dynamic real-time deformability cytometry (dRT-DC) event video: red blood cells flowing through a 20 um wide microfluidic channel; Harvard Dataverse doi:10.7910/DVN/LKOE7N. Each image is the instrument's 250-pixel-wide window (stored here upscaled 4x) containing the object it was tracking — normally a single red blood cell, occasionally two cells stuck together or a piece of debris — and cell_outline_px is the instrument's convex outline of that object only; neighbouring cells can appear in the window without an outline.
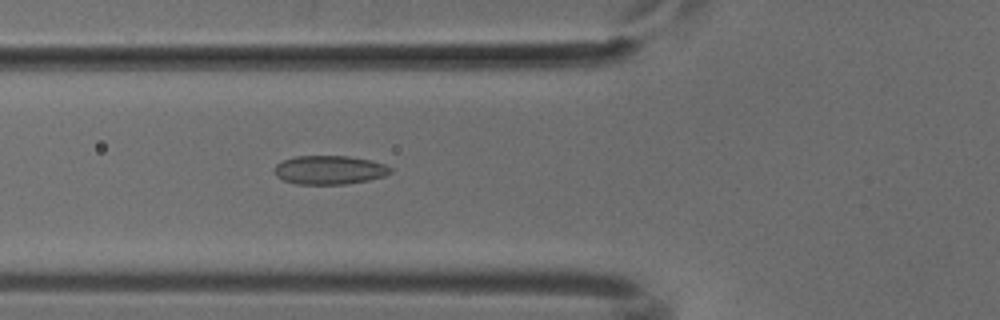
{"species": "common noctule bat (a hibernating species)", "species_latin": "Nyctalus noctula", "temperature_condition": "cold", "stored_images_in_passage": 52, "camera_frame_rate_fps": 3000, "um_per_image_px": 0.085, "animal": {"sex": "male", "body_mass_g": 18.8}, "frame": {"image": 1, "passage_image": 19, "time_ms": 6.0, "image_size_px": [1000, 320], "cell_outline_px": [[392, 172], [384, 176], [368, 180], [348, 184], [296, 184], [284, 180], [276, 176], [272, 168], [276, 164], [284, 160], [296, 156], [348, 156], [372, 160], [384, 164], [392, 168]], "centroid_in_image_um": [28.0, 14.44], "position_along_channel_um": 97.8, "area_um2": 19.59}}
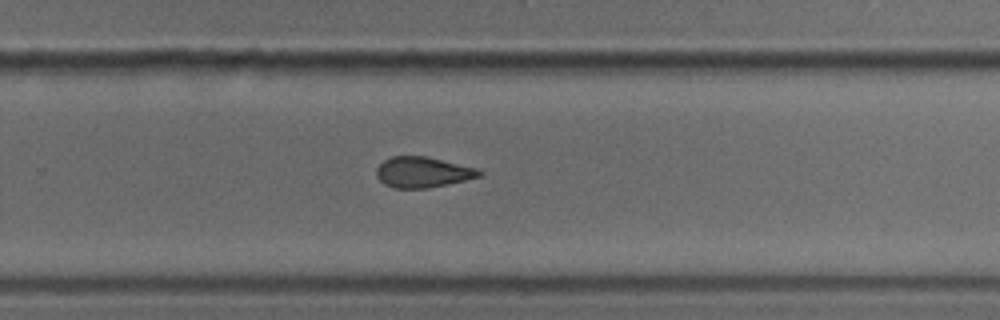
{"frame": {"image": 2, "passage_image": 34, "time_ms": 11.0, "image_size_px": [1000, 320], "cell_outline_px": [[484, 172], [480, 176], [448, 184], [428, 188], [392, 188], [384, 184], [376, 176], [376, 168], [384, 160], [392, 156], [424, 156], [476, 168]], "centroid_in_image_um": [35.89, 14.64], "position_along_channel_um": 293.9, "area_um2": 18.21}}
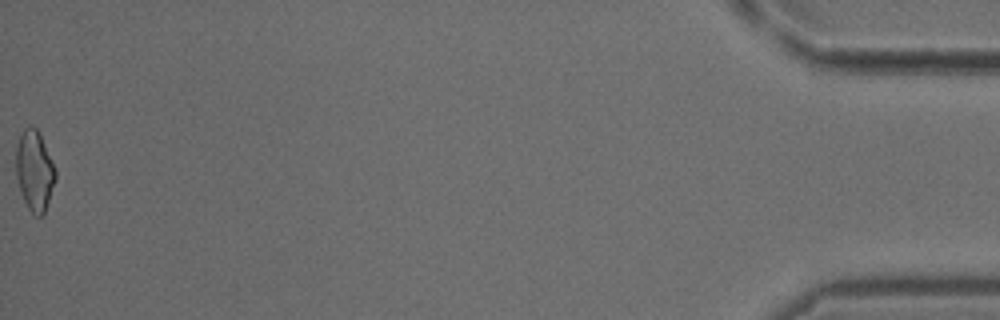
{"frame": {"image": 3, "passage_image": 52, "time_ms": 17.0, "image_size_px": [1000, 320], "cell_outline_px": [[56, 180], [44, 212], [40, 216], [36, 216], [28, 208], [24, 200], [16, 176], [16, 144], [24, 128], [28, 124], [36, 128], [40, 136], [56, 172]], "centroid_in_image_um": [2.91, 14.5], "position_along_channel_um": 432.3, "area_um2": 18.03}}